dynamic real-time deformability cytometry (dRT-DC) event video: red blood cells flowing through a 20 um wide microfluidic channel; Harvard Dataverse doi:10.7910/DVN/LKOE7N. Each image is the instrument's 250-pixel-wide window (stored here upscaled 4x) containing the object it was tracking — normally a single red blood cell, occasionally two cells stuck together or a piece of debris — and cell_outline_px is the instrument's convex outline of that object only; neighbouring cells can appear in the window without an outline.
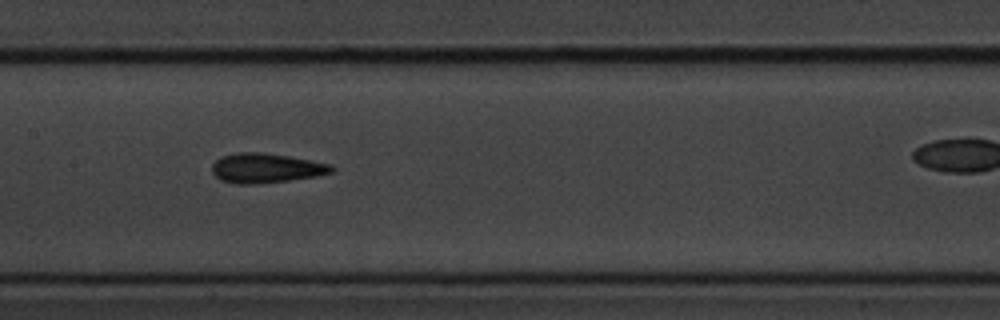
{"species": "common noctule bat (a hibernating species)", "species_latin": "Nyctalus noctula", "temperature_condition": "cold", "stored_images_in_passage": 12, "camera_frame_rate_fps": 3000, "um_per_image_px": 0.085, "animal": {"sex": "male", "body_mass_g": 20.1, "forearm_length_mm": 53.5}, "frame": {"image": 1, "passage_image": 4, "time_ms": 1.0, "image_size_px": [1000, 320], "cell_outline_px": [[336, 168], [332, 172], [316, 176], [288, 180], [256, 184], [236, 184], [220, 180], [212, 172], [212, 164], [216, 160], [224, 156], [236, 152], [260, 152], [288, 156], [332, 164]], "centroid_in_image_um": [22.61, 14.29], "position_along_channel_um": 184.8, "area_um2": 20.58}}
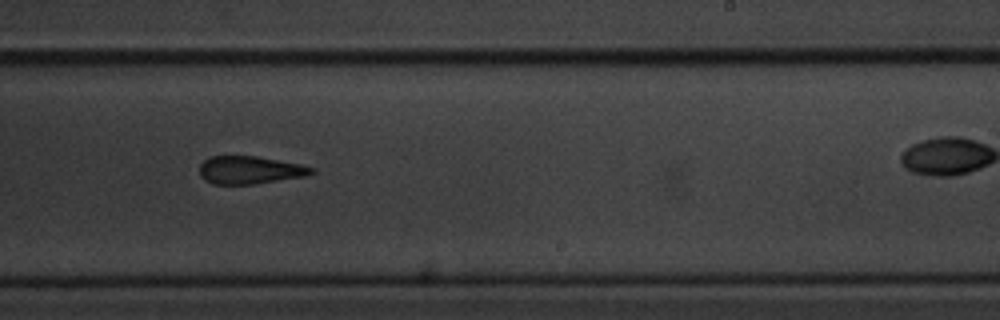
{"frame": {"image": 2, "passage_image": 6, "time_ms": 1.667, "image_size_px": [1000, 320], "cell_outline_px": [[316, 172], [304, 176], [256, 184], [212, 184], [204, 180], [200, 176], [200, 164], [208, 156], [256, 156], [300, 164], [316, 168]], "centroid_in_image_um": [21.22, 14.45], "position_along_channel_um": 267.8, "area_um2": 18.26}}
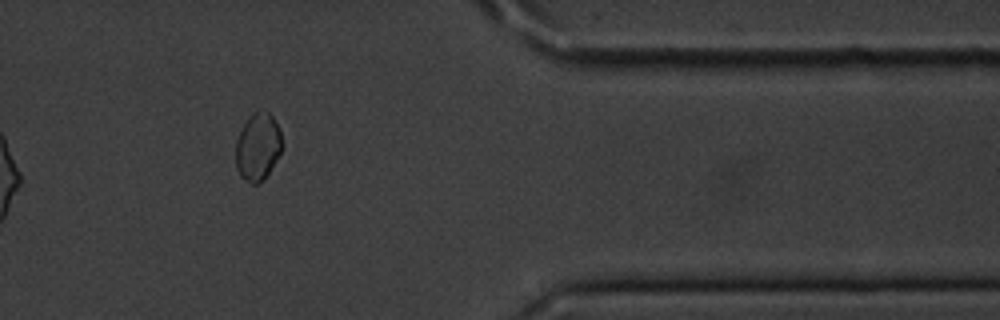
{"frame": {"image": 3, "passage_image": 10, "time_ms": 3.0, "image_size_px": [1000, 320], "cell_outline_px": [[280, 152], [264, 180], [260, 184], [252, 184], [244, 180], [240, 176], [236, 168], [236, 140], [244, 124], [252, 112], [268, 112], [272, 116], [280, 132]], "centroid_in_image_um": [21.88, 12.52], "position_along_channel_um": 389.5, "area_um2": 17.86}}